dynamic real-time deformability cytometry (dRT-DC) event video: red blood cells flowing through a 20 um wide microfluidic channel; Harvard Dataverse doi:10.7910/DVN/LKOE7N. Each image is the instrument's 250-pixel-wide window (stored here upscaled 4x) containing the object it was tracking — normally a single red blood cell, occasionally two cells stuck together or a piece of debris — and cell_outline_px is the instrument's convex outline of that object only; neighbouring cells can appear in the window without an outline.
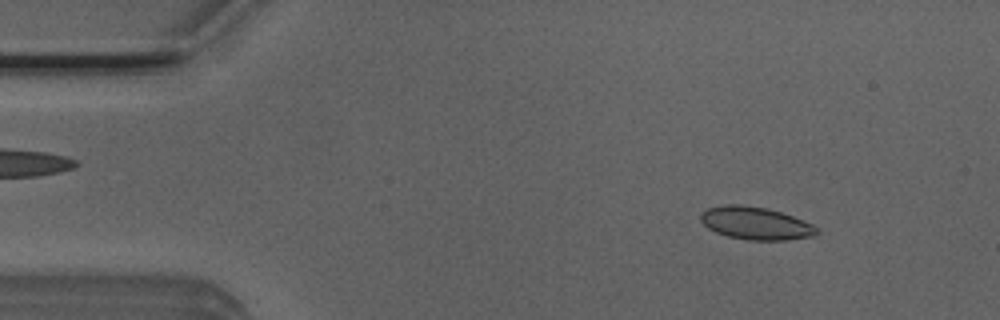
{"species": "Egyptian fruit bat (a non-hibernating species)", "species_latin": "Rousettus aegyptiacus", "temperature_condition": "room temperature", "stored_images_in_passage": 51, "camera_frame_rate_fps": 3000, "um_per_image_px": 0.085, "animal": {"sex": "male"}, "frame": {"image": 1, "passage_image": 4, "time_ms": 1.0, "image_size_px": [1000, 320], "cell_outline_px": [[820, 232], [816, 236], [788, 240], [748, 240], [728, 236], [716, 232], [708, 228], [700, 220], [700, 212], [708, 208], [724, 204], [740, 204], [768, 208], [792, 216], [812, 224]], "centroid_in_image_um": [64.22, 18.97], "position_along_channel_um": 20.8, "area_um2": 22.25}}
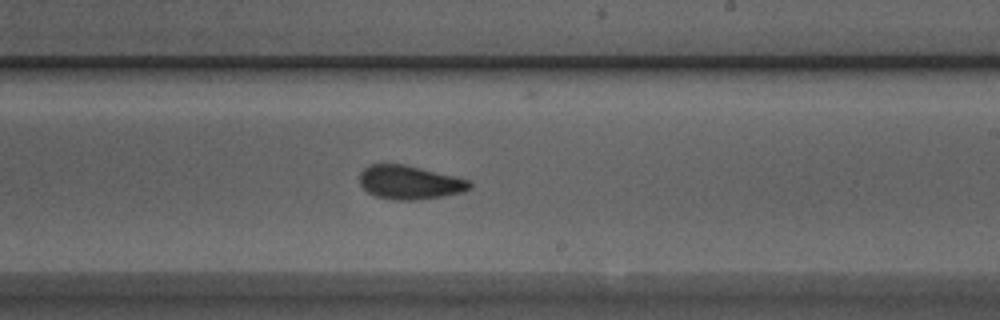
{"frame": {"image": 2, "passage_image": 28, "time_ms": 9.0, "image_size_px": [1000, 320], "cell_outline_px": [[472, 188], [464, 192], [420, 200], [392, 200], [376, 196], [368, 192], [360, 184], [360, 172], [368, 164], [404, 164], [472, 180]], "centroid_in_image_um": [34.85, 15.51], "position_along_channel_um": 254.2, "area_um2": 21.85}}
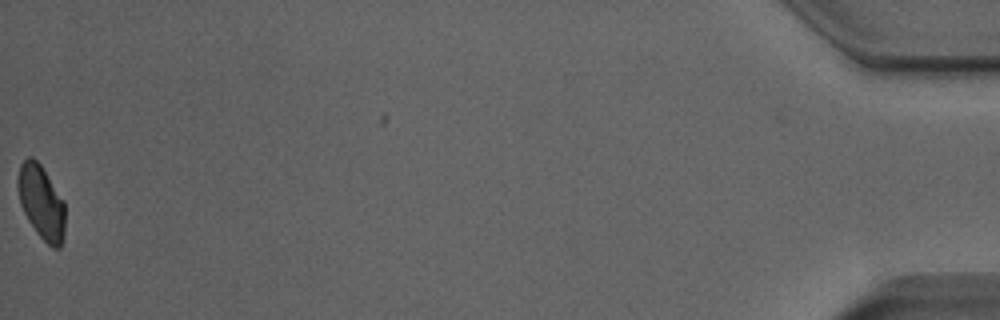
{"frame": {"image": 3, "passage_image": 50, "time_ms": 16.333, "image_size_px": [1000, 320], "cell_outline_px": [[64, 240], [60, 248], [52, 248], [36, 232], [28, 220], [20, 204], [16, 184], [20, 164], [28, 156], [32, 156], [40, 164], [64, 200]], "centroid_in_image_um": [3.5, 17.19], "position_along_channel_um": 431.7, "area_um2": 20.46}, "authors_computed_cell_mechanics": {"area_um2": 21.7906, "velocity_mm_per_s": 3.8825, "shape_relaxation_time_tau1_ms": 7.3782, "shape_relaxation_time_tau2_ms": 1.2844, "deformation_change_tau1": 0.1138, "deformation_change_tau2": 0.0524}}